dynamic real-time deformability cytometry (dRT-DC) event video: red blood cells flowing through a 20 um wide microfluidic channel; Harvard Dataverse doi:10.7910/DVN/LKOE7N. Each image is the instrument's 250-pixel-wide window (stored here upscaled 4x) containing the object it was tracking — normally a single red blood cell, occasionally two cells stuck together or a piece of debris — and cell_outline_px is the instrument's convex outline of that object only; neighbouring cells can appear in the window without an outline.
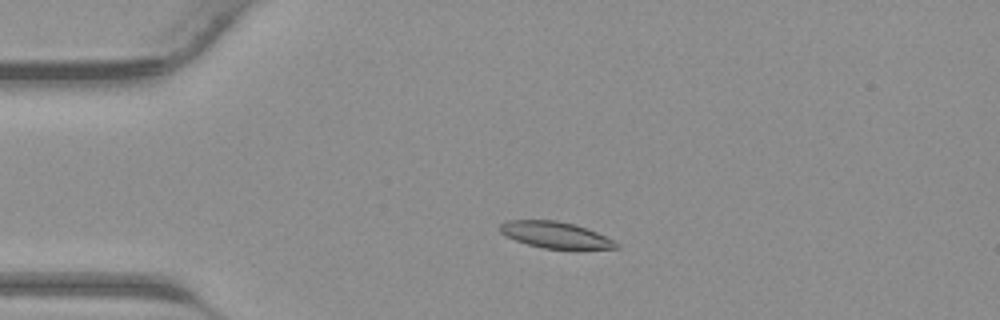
{"species": "common noctule bat (a hibernating species)", "species_latin": "Nyctalus noctula", "temperature_condition": "warm", "stored_images_in_passage": 33, "camera_frame_rate_fps": 3000, "um_per_image_px": 0.085, "animal": {"sex": "male", "body_mass_g": 23.1, "forearm_length_mm": 52.7}, "frame": {"image": 1, "passage_image": 1, "time_ms": 0.0, "image_size_px": [1000, 320], "cell_outline_px": [[620, 248], [576, 252], [544, 248], [528, 244], [516, 240], [500, 232], [496, 228], [500, 224], [508, 220], [556, 220], [576, 224], [588, 228], [620, 244]], "centroid_in_image_um": [47.3, 20.01], "position_along_channel_um": 37.7, "area_um2": 18.73}}
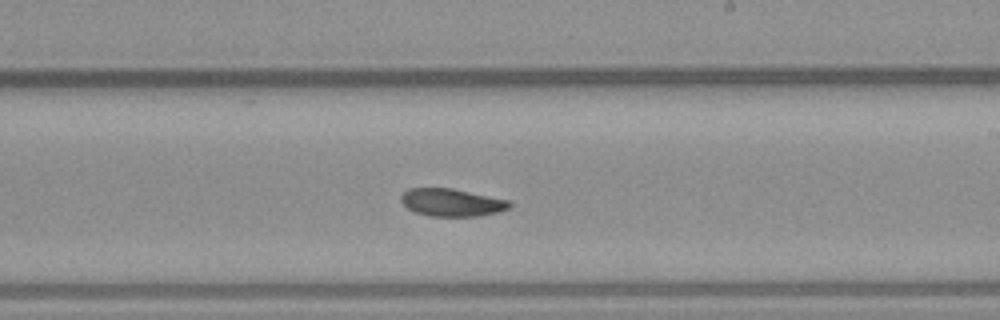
{"frame": {"image": 2, "passage_image": 16, "time_ms": 5.0, "image_size_px": [1000, 320], "cell_outline_px": [[512, 204], [508, 208], [496, 212], [480, 216], [428, 216], [416, 212], [408, 208], [400, 200], [400, 196], [408, 188], [452, 188], [508, 200]], "centroid_in_image_um": [38.37, 17.21], "position_along_channel_um": 250.6, "area_um2": 17.34}}
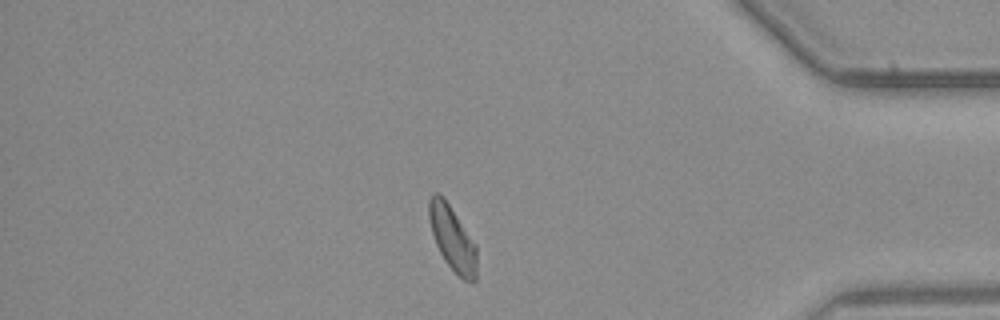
{"frame": {"image": 3, "passage_image": 27, "time_ms": 8.667, "image_size_px": [1000, 320], "cell_outline_px": [[476, 280], [472, 284], [464, 280], [444, 260], [436, 244], [432, 232], [428, 216], [428, 200], [432, 192], [436, 192], [444, 196], [476, 244]], "centroid_in_image_um": [38.45, 20.22], "position_along_channel_um": 396.8, "area_um2": 18.09}}